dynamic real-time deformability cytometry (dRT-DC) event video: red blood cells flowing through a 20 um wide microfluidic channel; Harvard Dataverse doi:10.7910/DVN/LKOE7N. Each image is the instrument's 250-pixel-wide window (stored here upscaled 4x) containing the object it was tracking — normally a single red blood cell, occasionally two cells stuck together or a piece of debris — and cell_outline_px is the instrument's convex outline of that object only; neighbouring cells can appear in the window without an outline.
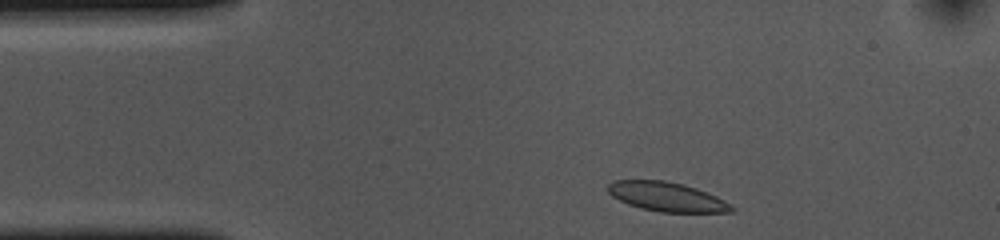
{"species": "common noctule bat (a hibernating species)", "species_latin": "Nyctalus noctula", "temperature_condition": "cold", "stored_images_in_passage": 36, "camera_frame_rate_fps": 3000, "um_per_image_px": 0.085, "animal": {"sex": "female", "body_mass_g": 10.0, "forearm_length_mm": 53.1}, "frame": {"image": 1, "passage_image": 2, "time_ms": 0.333, "image_size_px": [1000, 240], "cell_outline_px": [[736, 208], [732, 212], [660, 212], [640, 208], [628, 204], [612, 196], [608, 192], [608, 184], [612, 180], [664, 180], [684, 184], [696, 188], [716, 196], [724, 200]], "centroid_in_image_um": [56.67, 16.72], "position_along_channel_um": 28.3, "area_um2": 21.1}}
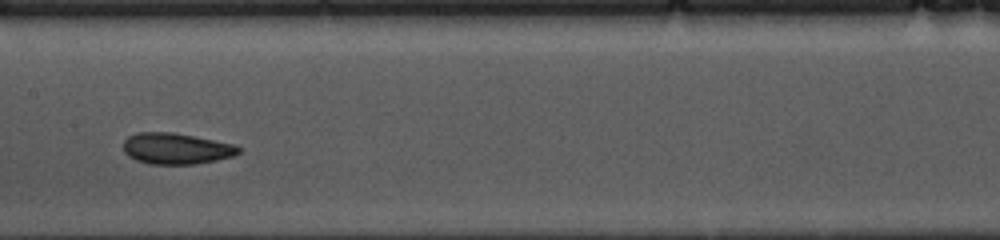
{"frame": {"image": 2, "passage_image": 19, "time_ms": 6.0, "image_size_px": [1000, 240], "cell_outline_px": [[240, 152], [232, 156], [216, 160], [196, 164], [148, 164], [136, 160], [128, 156], [124, 152], [124, 140], [128, 136], [136, 132], [172, 132], [236, 144], [240, 148]], "centroid_in_image_um": [14.96, 12.63], "position_along_channel_um": 192.4, "area_um2": 20.98}}
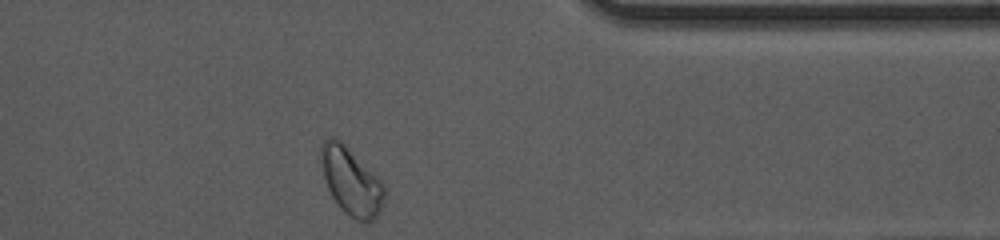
{"frame": {"image": 3, "passage_image": 36, "time_ms": 11.667, "image_size_px": [1000, 240], "cell_outline_px": [[384, 196], [380, 208], [376, 216], [372, 220], [356, 220], [344, 212], [340, 208], [332, 196], [328, 188], [324, 176], [320, 156], [320, 144], [324, 140], [332, 136], [336, 136], [384, 184]], "centroid_in_image_um": [29.8, 15.38], "position_along_channel_um": 381.6, "area_um2": 24.28}, "authors_computed_cell_mechanics": {"area_um2": 21.0103, "velocity_mm_per_s": 3.6325, "shape_relaxation_time_tau1_ms": 4.2697, "shape_relaxation_time_tau2_ms": 1.4504, "deformation_change_tau1": 0.1503, "deformation_change_tau2": 0.0743}}